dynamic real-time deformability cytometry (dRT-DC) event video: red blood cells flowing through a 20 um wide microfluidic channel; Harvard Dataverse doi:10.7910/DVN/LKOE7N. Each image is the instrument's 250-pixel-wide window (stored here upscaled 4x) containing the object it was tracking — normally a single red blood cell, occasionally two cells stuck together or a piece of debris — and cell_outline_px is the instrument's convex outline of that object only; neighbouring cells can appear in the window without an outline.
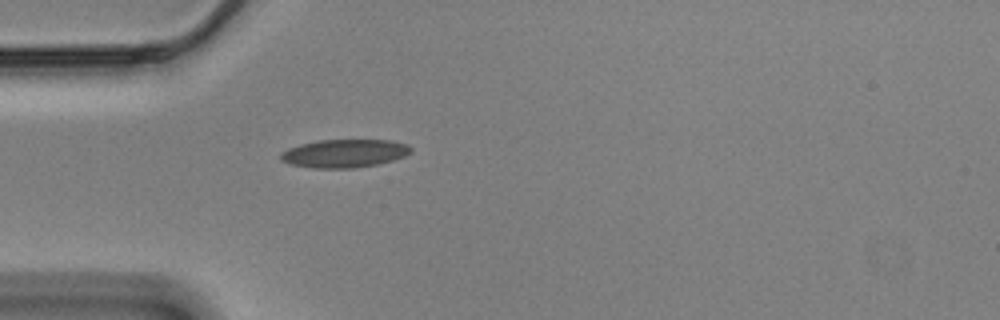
{"species": "Egyptian fruit bat (a non-hibernating species)", "species_latin": "Rousettus aegyptiacus", "temperature_condition": "cold", "stored_images_in_passage": 42, "camera_frame_rate_fps": 3000, "um_per_image_px": 0.085, "animal": {"sex": "male"}, "frame": {"image": 1, "passage_image": 1, "time_ms": 0.0, "image_size_px": [1000, 320], "cell_outline_px": [[412, 152], [404, 156], [392, 160], [376, 164], [356, 168], [312, 168], [288, 164], [280, 160], [280, 152], [288, 148], [300, 144], [316, 140], [388, 140], [408, 144], [412, 148]], "centroid_in_image_um": [29.23, 13.04], "position_along_channel_um": 55.8, "area_um2": 21.56}}
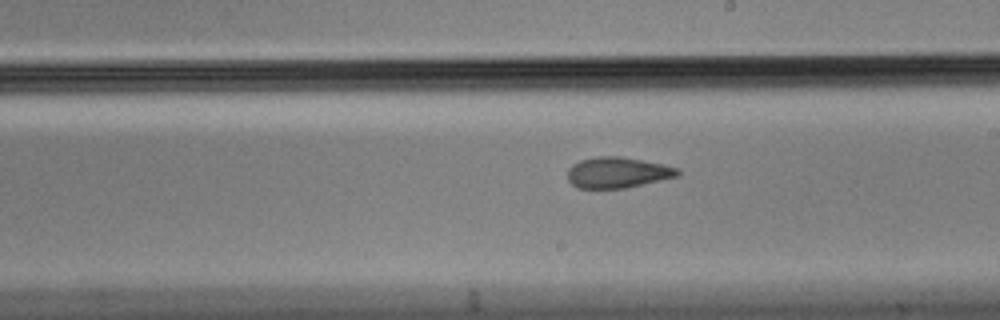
{"frame": {"image": 2, "passage_image": 17, "time_ms": 5.333, "image_size_px": [1000, 320], "cell_outline_px": [[680, 176], [624, 188], [576, 188], [568, 180], [568, 168], [572, 164], [580, 160], [596, 156], [620, 156], [644, 160], [664, 164], [680, 168]], "centroid_in_image_um": [52.51, 14.65], "position_along_channel_um": 236.5, "area_um2": 20.0}}
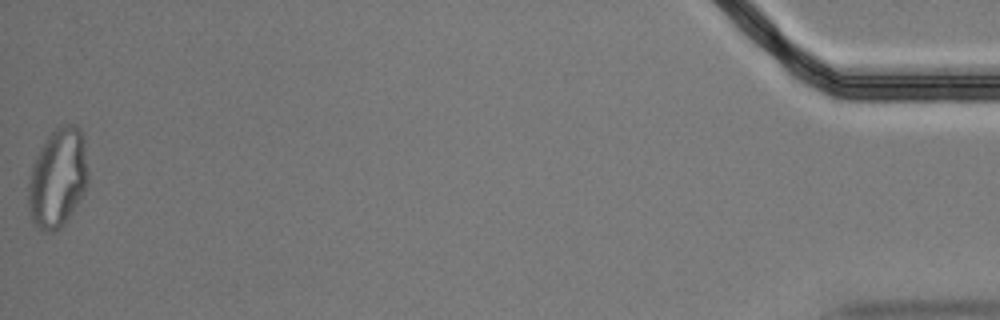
{"frame": {"image": 3, "passage_image": 42, "time_ms": 13.667, "image_size_px": [1000, 320], "cell_outline_px": [[88, 184], [80, 200], [64, 224], [60, 228], [52, 232], [48, 232], [40, 228], [32, 220], [28, 204], [28, 184], [32, 164], [40, 148], [48, 136], [56, 128], [64, 124], [76, 124], [80, 128], [84, 136], [88, 172]], "centroid_in_image_um": [4.93, 15.1], "position_along_channel_um": 430.3, "area_um2": 34.68}, "authors_computed_cell_mechanics": {"area_um2": 20.7502, "velocity_mm_per_s": 3.4698, "shape_relaxation_time_tau1_ms": null, "shape_relaxation_time_tau2_ms": 2.7796, "deformation_change_tau1": null, "deformation_change_tau2": 0.0793}}